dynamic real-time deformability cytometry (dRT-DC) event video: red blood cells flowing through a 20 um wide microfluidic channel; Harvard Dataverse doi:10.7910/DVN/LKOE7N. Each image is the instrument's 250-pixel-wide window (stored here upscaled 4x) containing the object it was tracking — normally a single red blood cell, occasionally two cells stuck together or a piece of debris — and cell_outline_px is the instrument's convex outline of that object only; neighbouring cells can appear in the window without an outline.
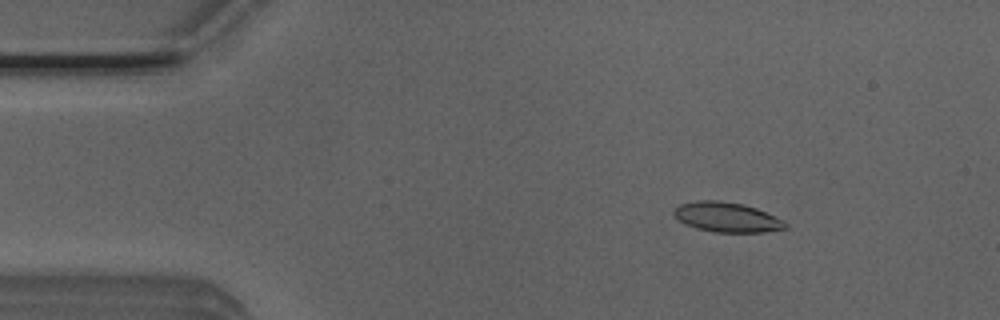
{"species": "Egyptian fruit bat (a non-hibernating species)", "species_latin": "Rousettus aegyptiacus", "temperature_condition": "room temperature", "stored_images_in_passage": 39, "camera_frame_rate_fps": 3000, "um_per_image_px": 0.085, "animal": {"sex": "male"}, "frame": {"image": 1, "passage_image": 8, "time_ms": 2.333, "image_size_px": [1000, 320], "cell_outline_px": [[788, 228], [764, 232], [712, 232], [696, 228], [684, 224], [672, 216], [672, 212], [680, 204], [700, 200], [720, 200], [744, 204], [756, 208], [784, 220], [788, 224]], "centroid_in_image_um": [61.77, 18.46], "position_along_channel_um": 23.2, "area_um2": 19.59}}
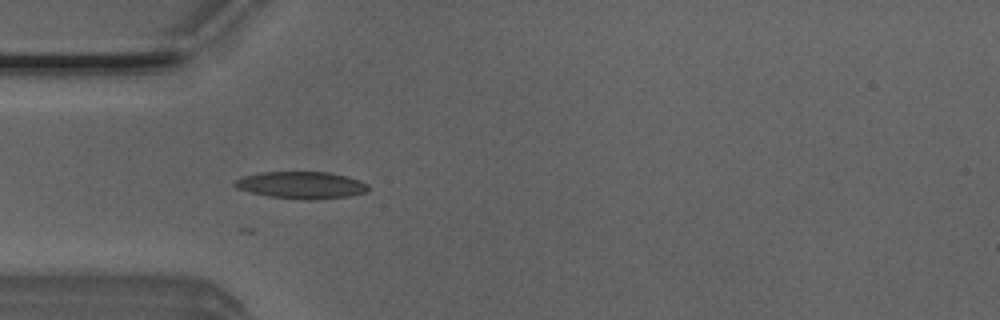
{"frame": {"image": 2, "passage_image": 16, "time_ms": 5.0, "image_size_px": [1000, 320], "cell_outline_px": [[368, 192], [348, 196], [320, 200], [300, 200], [268, 196], [236, 188], [232, 184], [236, 180], [244, 176], [264, 172], [328, 172], [348, 176], [360, 180], [368, 184]], "centroid_in_image_um": [25.66, 15.74], "position_along_channel_um": 59.3, "area_um2": 21.21}}
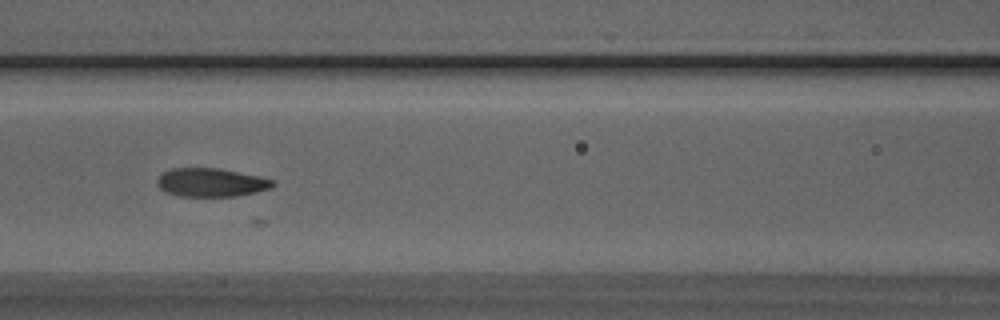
{"frame": {"image": 3, "passage_image": 23, "time_ms": 7.333, "image_size_px": [1000, 320], "cell_outline_px": [[276, 184], [272, 188], [256, 192], [236, 196], [180, 196], [164, 192], [156, 184], [156, 180], [164, 172], [172, 168], [220, 168], [260, 176], [276, 180]], "centroid_in_image_um": [17.98, 15.51], "position_along_channel_um": 148.6, "area_um2": 19.42}}